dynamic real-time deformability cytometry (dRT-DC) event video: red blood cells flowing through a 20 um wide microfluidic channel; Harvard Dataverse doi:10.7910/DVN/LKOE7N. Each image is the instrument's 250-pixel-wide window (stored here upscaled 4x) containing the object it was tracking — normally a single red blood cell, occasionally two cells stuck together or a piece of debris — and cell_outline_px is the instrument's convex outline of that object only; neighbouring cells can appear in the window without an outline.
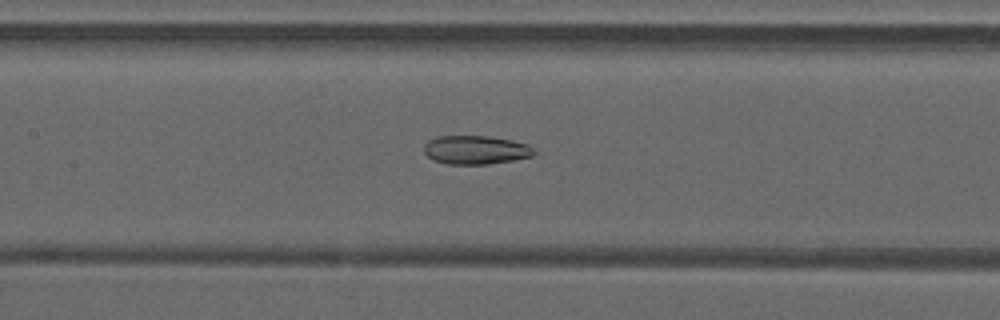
{"species": "common noctule bat (a hibernating species)", "species_latin": "Nyctalus noctula", "temperature_condition": "warm", "stored_images_in_passage": 47, "camera_frame_rate_fps": 3000, "um_per_image_px": 0.085, "animal": {"sex": "male", "forearm_length_mm": 52.5}, "frame": {"image": 1, "passage_image": 22, "time_ms": 7.0, "image_size_px": [1000, 320], "cell_outline_px": [[536, 152], [532, 156], [512, 160], [488, 164], [448, 164], [432, 160], [424, 152], [424, 144], [428, 140], [436, 136], [488, 136], [512, 140], [528, 144]], "centroid_in_image_um": [40.41, 12.74], "position_along_channel_um": 167.0, "area_um2": 18.44}}
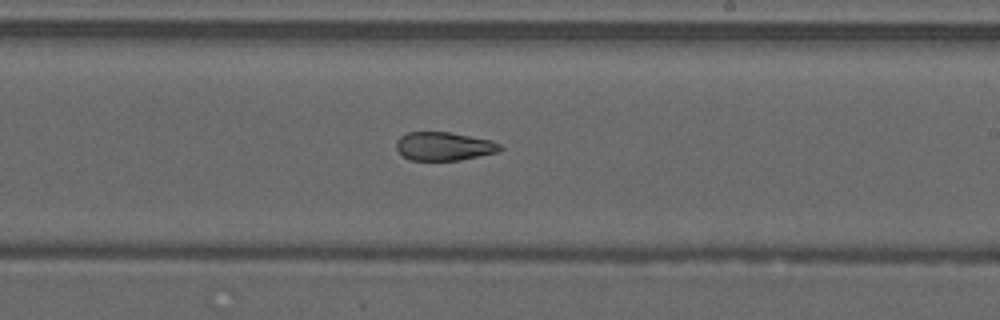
{"frame": {"image": 2, "passage_image": 28, "time_ms": 9.0, "image_size_px": [1000, 320], "cell_outline_px": [[504, 148], [496, 152], [460, 160], [412, 160], [404, 156], [396, 148], [396, 140], [400, 136], [408, 132], [448, 132], [492, 140], [500, 144]], "centroid_in_image_um": [37.73, 12.42], "position_along_channel_um": 251.3, "area_um2": 17.11}}
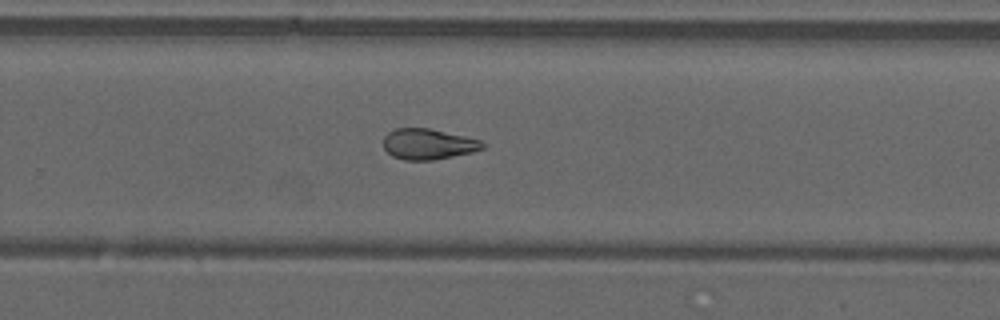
{"frame": {"image": 3, "passage_image": 31, "time_ms": 10.0, "image_size_px": [1000, 320], "cell_outline_px": [[484, 148], [472, 152], [432, 160], [404, 160], [392, 156], [384, 148], [384, 136], [388, 132], [396, 128], [428, 128], [464, 136], [480, 140], [484, 144]], "centroid_in_image_um": [36.37, 12.25], "position_along_channel_um": 293.4, "area_um2": 17.57}, "authors_computed_cell_mechanics": {"area_um2": 19.941, "velocity_mm_per_s": 4.2336, "shape_relaxation_time_tau1_ms": null, "shape_relaxation_time_tau2_ms": 2.1177, "deformation_change_tau1": null, "deformation_change_tau2": 0.0937}}